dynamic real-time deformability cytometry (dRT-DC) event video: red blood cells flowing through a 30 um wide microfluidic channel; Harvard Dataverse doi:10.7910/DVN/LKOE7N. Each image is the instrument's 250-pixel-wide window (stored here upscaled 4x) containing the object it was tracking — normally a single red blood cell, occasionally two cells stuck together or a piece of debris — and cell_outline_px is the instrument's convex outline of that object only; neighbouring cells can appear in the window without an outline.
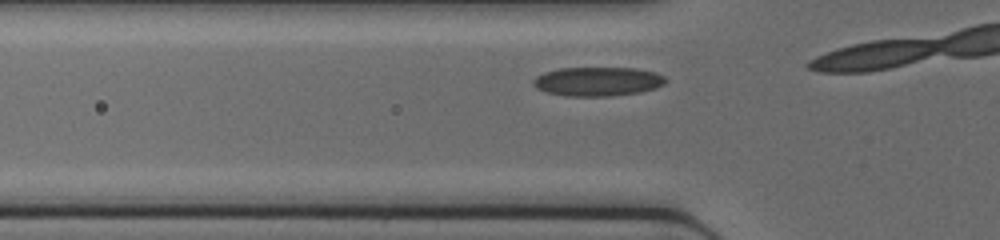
{"species": "common noctule bat (a hibernating species)", "species_latin": "Nyctalus noctula", "temperature_condition": "cold", "stored_images_in_passage": 5, "camera_frame_rate_fps": 3000, "um_per_image_px": 0.085, "animal": {"sex": "female", "body_mass_g": 17.0, "forearm_length_mm": 48.0}, "frame": {"image": 1, "passage_image": 3, "time_ms": 0.667, "image_size_px": [1000, 240], "cell_outline_px": [[668, 80], [664, 84], [656, 88], [640, 92], [612, 96], [568, 96], [548, 92], [536, 88], [532, 84], [532, 80], [536, 76], [544, 72], [560, 68], [636, 68], [656, 72], [664, 76]], "centroid_in_image_um": [50.82, 6.92], "position_along_channel_um": 75.0, "area_um2": 22.54}}